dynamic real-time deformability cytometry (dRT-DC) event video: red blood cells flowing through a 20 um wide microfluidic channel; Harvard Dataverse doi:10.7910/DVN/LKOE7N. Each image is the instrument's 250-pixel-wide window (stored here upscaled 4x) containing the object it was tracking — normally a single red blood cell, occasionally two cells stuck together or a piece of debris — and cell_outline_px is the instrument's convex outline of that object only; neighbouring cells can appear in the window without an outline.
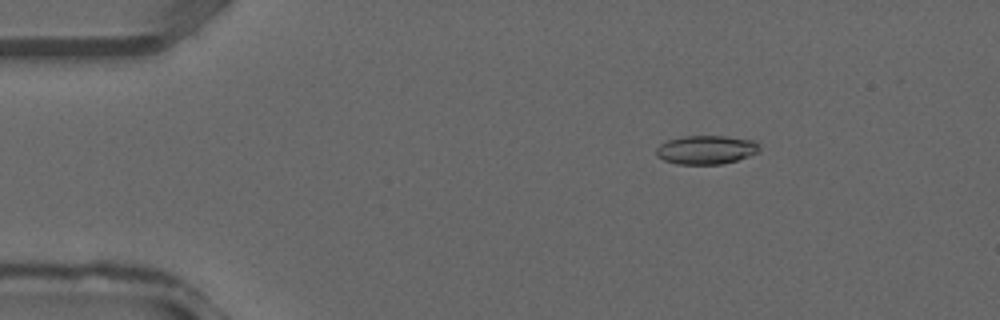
{"species": "common noctule bat (a hibernating species)", "species_latin": "Nyctalus noctula", "temperature_condition": "warm", "stored_images_in_passage": 36, "camera_frame_rate_fps": 3000, "um_per_image_px": 0.085, "animal": {"sex": "male", "forearm_length_mm": 52.5}, "frame": {"image": 1, "passage_image": 5, "time_ms": 1.333, "image_size_px": [1000, 320], "cell_outline_px": [[760, 148], [756, 152], [748, 156], [724, 164], [676, 164], [664, 160], [656, 156], [656, 148], [660, 144], [668, 140], [684, 136], [724, 136], [752, 140], [760, 144]], "centroid_in_image_um": [60.0, 12.73], "position_along_channel_um": 25.0, "area_um2": 17.22}}
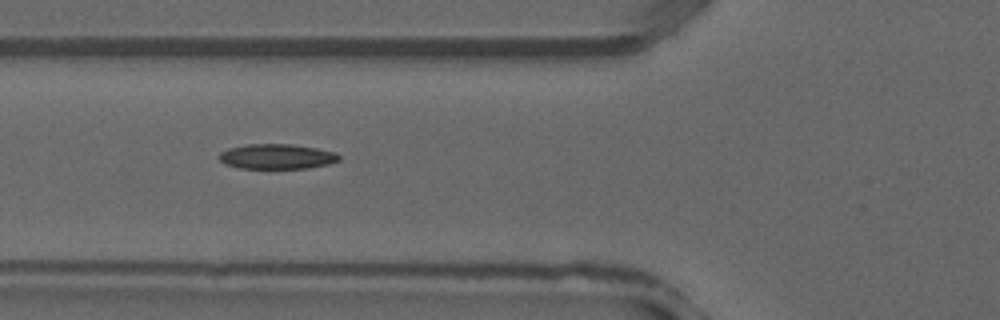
{"frame": {"image": 2, "passage_image": 13, "time_ms": 4.0, "image_size_px": [1000, 320], "cell_outline_px": [[340, 160], [328, 164], [308, 168], [240, 168], [224, 164], [216, 156], [220, 152], [228, 148], [248, 144], [292, 144], [316, 148], [336, 152], [340, 156]], "centroid_in_image_um": [23.51, 13.3], "position_along_channel_um": 102.3, "area_um2": 17.57}}
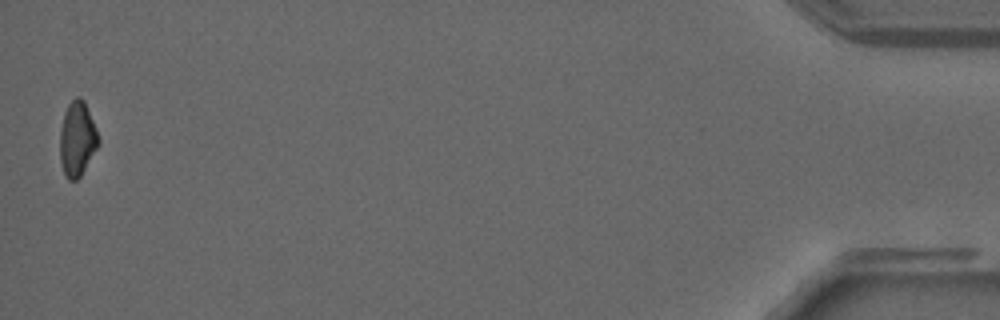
{"frame": {"image": 3, "passage_image": 36, "time_ms": 11.667, "image_size_px": [1000, 320], "cell_outline_px": [[100, 140], [96, 148], [80, 176], [76, 180], [68, 180], [64, 172], [60, 160], [60, 132], [64, 112], [68, 104], [76, 96], [80, 96], [84, 100], [96, 128]], "centroid_in_image_um": [6.55, 11.77], "position_along_channel_um": 428.6, "area_um2": 16.53}}